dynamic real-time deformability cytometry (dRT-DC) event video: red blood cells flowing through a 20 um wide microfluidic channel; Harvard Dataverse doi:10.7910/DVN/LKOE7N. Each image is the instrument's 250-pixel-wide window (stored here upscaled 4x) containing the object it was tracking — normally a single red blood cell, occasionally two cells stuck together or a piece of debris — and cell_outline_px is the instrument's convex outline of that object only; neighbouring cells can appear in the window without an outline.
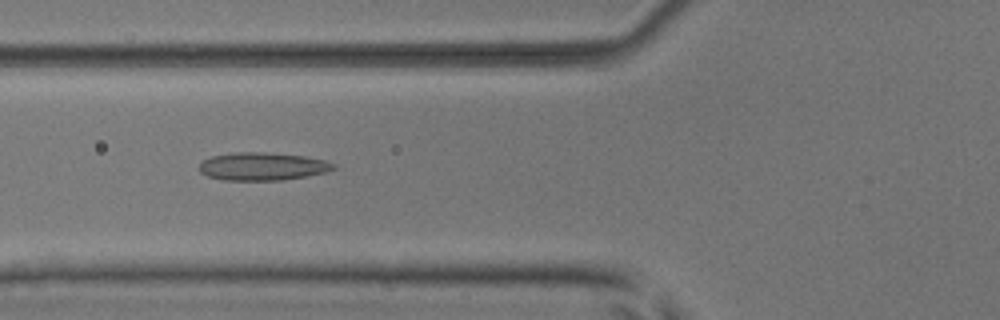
{"species": "common noctule bat (a hibernating species)", "species_latin": "Nyctalus noctula", "temperature_condition": "room temperature", "stored_images_in_passage": 33, "camera_frame_rate_fps": 3000, "um_per_image_px": 0.085, "animal": {"sex": "male", "body_mass_g": 17.9, "forearm_length_mm": 54.2}, "frame": {"image": 1, "passage_image": 5, "time_ms": 1.333, "image_size_px": [1000, 320], "cell_outline_px": [[336, 168], [324, 172], [304, 176], [280, 180], [224, 180], [208, 176], [200, 172], [200, 164], [204, 160], [212, 156], [236, 152], [264, 152], [304, 156], [324, 160], [336, 164]], "centroid_in_image_um": [22.3, 14.14], "position_along_channel_um": 103.5, "area_um2": 21.56}}
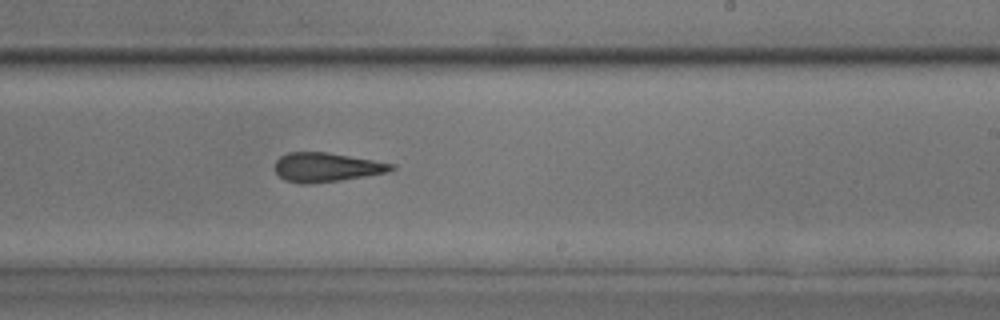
{"frame": {"image": 2, "passage_image": 17, "time_ms": 5.333, "image_size_px": [1000, 320], "cell_outline_px": [[396, 168], [388, 172], [340, 180], [312, 184], [300, 184], [284, 180], [276, 172], [276, 160], [280, 156], [288, 152], [328, 152], [396, 164]], "centroid_in_image_um": [27.75, 14.22], "position_along_channel_um": 261.2, "area_um2": 19.83}}
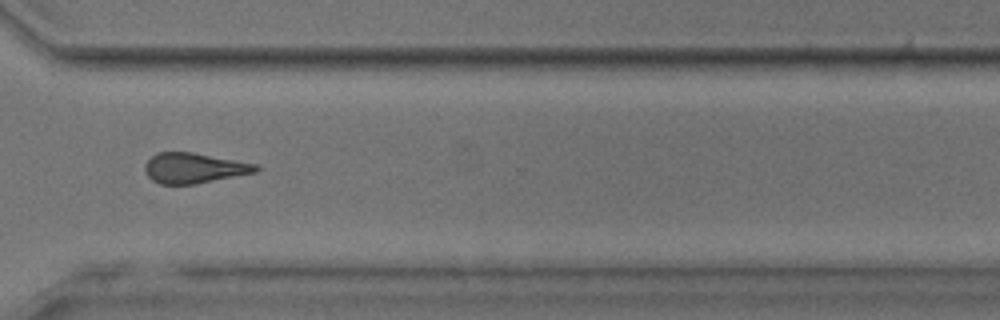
{"frame": {"image": 3, "passage_image": 24, "time_ms": 7.667, "image_size_px": [1000, 320], "cell_outline_px": [[260, 168], [256, 172], [192, 184], [160, 184], [152, 180], [148, 176], [144, 168], [144, 164], [156, 152], [192, 152], [260, 164]], "centroid_in_image_um": [16.49, 14.27], "position_along_channel_um": 354.1, "area_um2": 19.54}, "authors_computed_cell_mechanics": {"area_um2": 19.7676, "velocity_mm_per_s": 3.9566, "shape_relaxation_time_tau1_ms": null, "shape_relaxation_time_tau2_ms": 4.1548, "deformation_change_tau1": null, "deformation_change_tau2": 0.173}}